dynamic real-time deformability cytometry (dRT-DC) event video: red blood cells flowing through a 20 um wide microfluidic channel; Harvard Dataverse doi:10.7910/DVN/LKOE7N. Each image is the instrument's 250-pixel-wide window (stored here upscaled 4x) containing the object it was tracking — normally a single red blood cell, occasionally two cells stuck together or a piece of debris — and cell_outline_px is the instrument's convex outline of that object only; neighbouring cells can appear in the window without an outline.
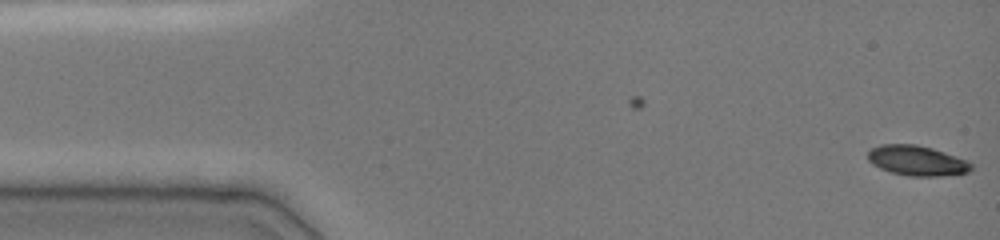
{"species": "common noctule bat (a hibernating species)", "species_latin": "Nyctalus noctula", "temperature_condition": "cold", "stored_images_in_passage": 4, "camera_frame_rate_fps": 3000, "um_per_image_px": 0.085, "animal": {"sex": "female", "body_mass_g": 19.0, "forearm_length_mm": 51.5}, "frame": {"image": 1, "passage_image": 4, "time_ms": 1.0, "image_size_px": [1000, 240], "cell_outline_px": [[972, 168], [968, 172], [940, 176], [908, 176], [892, 172], [880, 168], [872, 164], [868, 160], [868, 152], [872, 148], [880, 144], [916, 144], [932, 148], [968, 160], [972, 164]], "centroid_in_image_um": [77.94, 13.65], "position_along_channel_um": 7.1, "area_um2": 18.09}}